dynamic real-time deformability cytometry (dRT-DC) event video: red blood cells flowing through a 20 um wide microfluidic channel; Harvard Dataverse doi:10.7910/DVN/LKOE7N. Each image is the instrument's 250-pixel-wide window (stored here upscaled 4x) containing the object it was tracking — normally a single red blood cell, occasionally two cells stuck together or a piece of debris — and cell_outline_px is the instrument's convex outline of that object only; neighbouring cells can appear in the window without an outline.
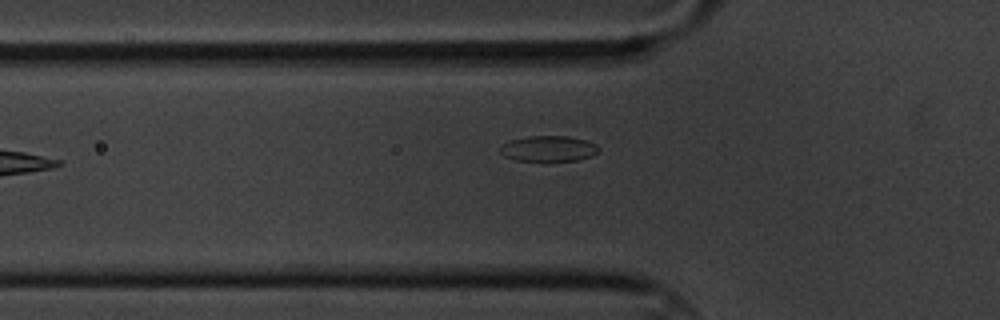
{"species": "common noctule bat (a hibernating species)", "species_latin": "Nyctalus noctula", "temperature_condition": "cold", "stored_images_in_passage": 14, "camera_frame_rate_fps": 3000, "um_per_image_px": 0.085, "animal": {"sex": "male", "body_mass_g": 20.1, "forearm_length_mm": 53.5}, "frame": {"image": 1, "passage_image": 4, "time_ms": 1.0, "image_size_px": [1000, 320], "cell_outline_px": [[600, 148], [592, 156], [576, 160], [548, 164], [516, 160], [504, 156], [500, 152], [500, 148], [504, 144], [512, 140], [528, 136], [568, 136], [584, 140], [596, 144]], "centroid_in_image_um": [46.62, 12.68], "position_along_channel_um": 79.2, "area_um2": 15.26}}
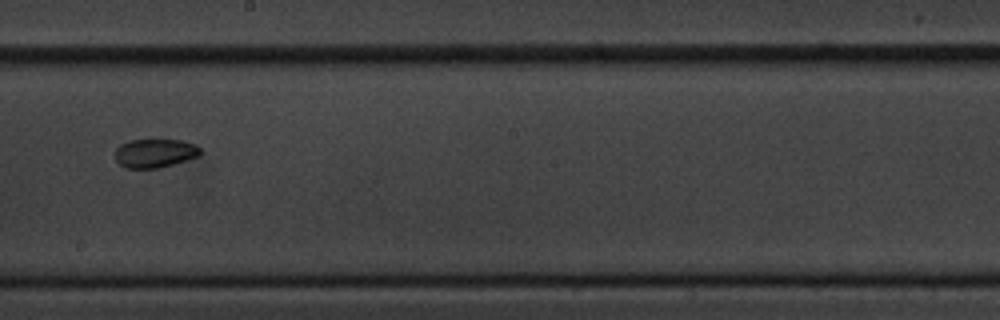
{"frame": {"image": 2, "passage_image": 8, "time_ms": 2.333, "image_size_px": [1000, 320], "cell_outline_px": [[200, 156], [188, 160], [160, 168], [124, 168], [116, 160], [116, 148], [120, 144], [128, 140], [184, 140], [196, 144], [200, 148]], "centroid_in_image_um": [13.19, 13.02], "position_along_channel_um": 235.0, "area_um2": 14.45}}
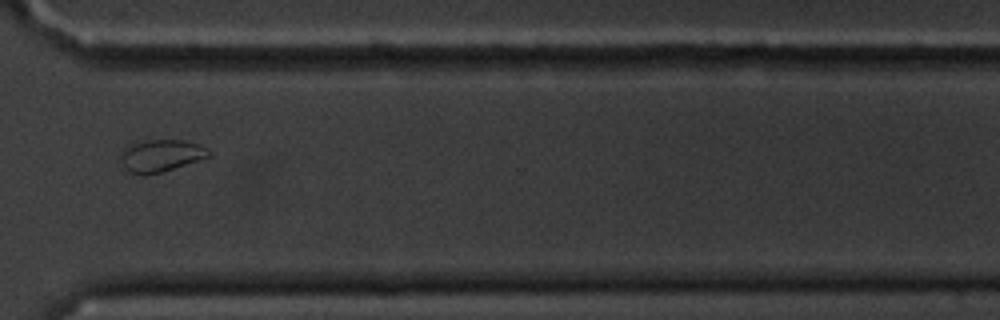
{"frame": {"image": 3, "passage_image": 11, "time_ms": 3.333, "image_size_px": [1000, 320], "cell_outline_px": [[212, 156], [160, 172], [132, 172], [124, 168], [120, 160], [120, 152], [124, 148], [132, 144], [148, 140], [180, 140], [196, 144], [208, 148], [212, 152]], "centroid_in_image_um": [13.71, 13.2], "position_along_channel_um": 356.9, "area_um2": 16.01}}